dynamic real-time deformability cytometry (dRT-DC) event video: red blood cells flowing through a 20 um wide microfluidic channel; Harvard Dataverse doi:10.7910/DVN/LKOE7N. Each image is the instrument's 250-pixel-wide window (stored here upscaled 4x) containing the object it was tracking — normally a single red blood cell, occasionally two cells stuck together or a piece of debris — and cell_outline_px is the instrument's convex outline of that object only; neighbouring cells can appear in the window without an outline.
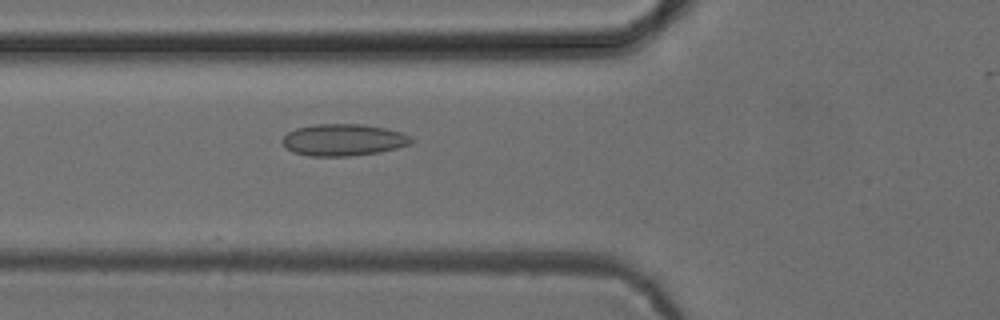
{"species": "common noctule bat (a hibernating species)", "species_latin": "Nyctalus noctula", "temperature_condition": "cold", "stored_images_in_passage": 35, "camera_frame_rate_fps": 3000, "um_per_image_px": 0.085, "animal": {"sex": "female", "body_mass_g": 24.6, "forearm_length_mm": 56.2}, "frame": {"image": 1, "passage_image": 5, "time_ms": 1.333, "image_size_px": [1000, 320], "cell_outline_px": [[412, 144], [380, 152], [352, 156], [308, 156], [292, 152], [280, 140], [288, 132], [296, 128], [316, 124], [360, 124], [384, 128], [400, 132], [412, 136]], "centroid_in_image_um": [29.18, 11.9], "position_along_channel_um": 96.6, "area_um2": 23.93}}
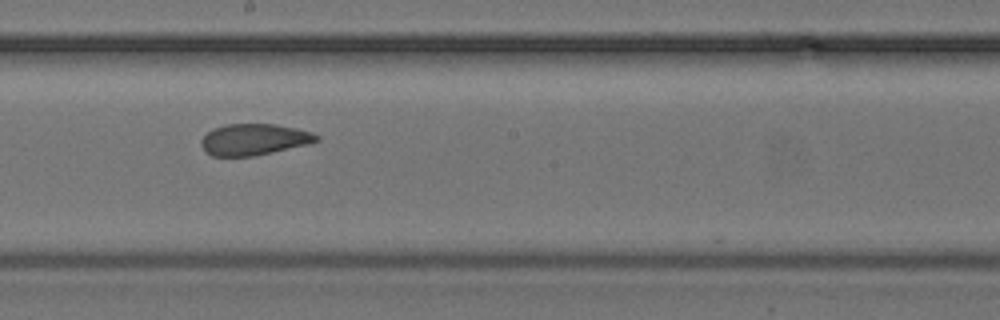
{"frame": {"image": 2, "passage_image": 15, "time_ms": 4.667, "image_size_px": [1000, 320], "cell_outline_px": [[320, 140], [308, 144], [272, 152], [252, 156], [212, 156], [200, 144], [200, 140], [212, 128], [228, 124], [276, 124], [296, 128], [320, 136]], "centroid_in_image_um": [21.58, 11.85], "position_along_channel_um": 226.6, "area_um2": 20.87}}
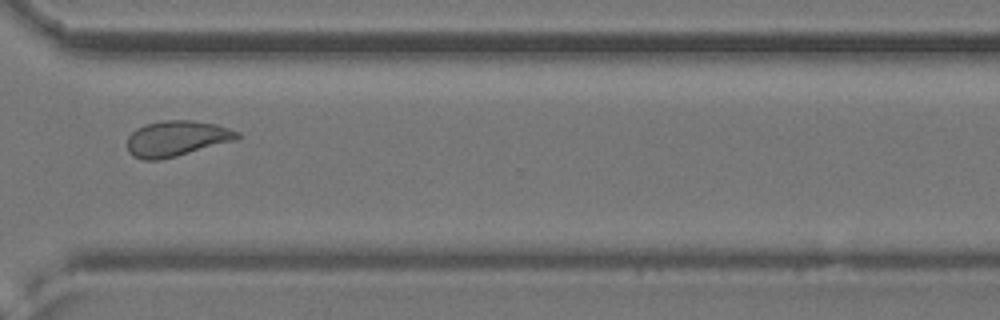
{"frame": {"image": 3, "passage_image": 25, "time_ms": 8.0, "image_size_px": [1000, 320], "cell_outline_px": [[240, 136], [236, 140], [176, 156], [160, 160], [144, 160], [132, 156], [128, 152], [128, 136], [136, 128], [148, 124], [164, 120], [188, 120], [216, 124], [240, 132]], "centroid_in_image_um": [15.0, 11.78], "position_along_channel_um": 355.6, "area_um2": 22.72}, "authors_computed_cell_mechanics": {"area_um2": 22.3108, "velocity_mm_per_s": 3.8758, "shape_relaxation_time_tau1_ms": null, "shape_relaxation_time_tau2_ms": 1.4441, "deformation_change_tau1": null, "deformation_change_tau2": 0.0641}}